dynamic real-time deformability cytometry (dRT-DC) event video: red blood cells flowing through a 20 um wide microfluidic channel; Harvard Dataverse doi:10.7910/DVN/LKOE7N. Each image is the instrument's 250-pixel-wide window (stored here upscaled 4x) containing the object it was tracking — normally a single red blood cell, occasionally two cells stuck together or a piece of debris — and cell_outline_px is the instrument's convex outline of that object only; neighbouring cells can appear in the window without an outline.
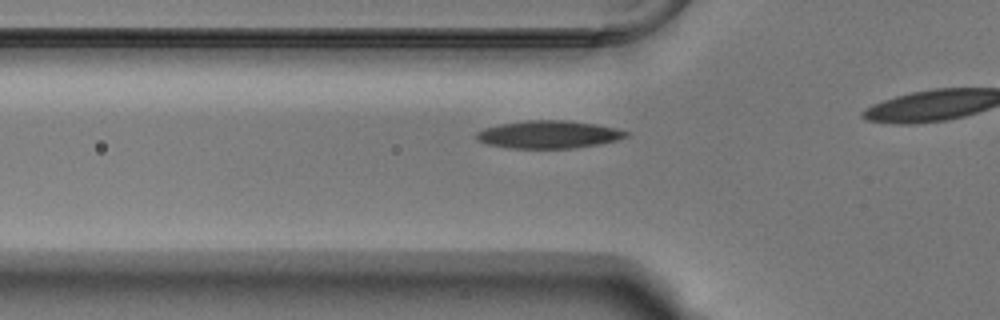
{"species": "Egyptian fruit bat (a non-hibernating species)", "species_latin": "Rousettus aegyptiacus", "temperature_condition": "warm", "stored_images_in_passage": 21, "camera_frame_rate_fps": 3000, "um_per_image_px": 0.085, "animal": {"sex": "male"}, "frame": {"image": 1, "passage_image": 12, "time_ms": 3.667, "image_size_px": [1000, 320], "cell_outline_px": [[628, 136], [616, 140], [596, 144], [572, 148], [508, 148], [488, 144], [476, 140], [476, 132], [484, 128], [500, 124], [524, 120], [568, 120], [596, 124], [616, 128], [628, 132]], "centroid_in_image_um": [46.6, 11.42], "position_along_channel_um": 79.2, "area_um2": 24.1}}
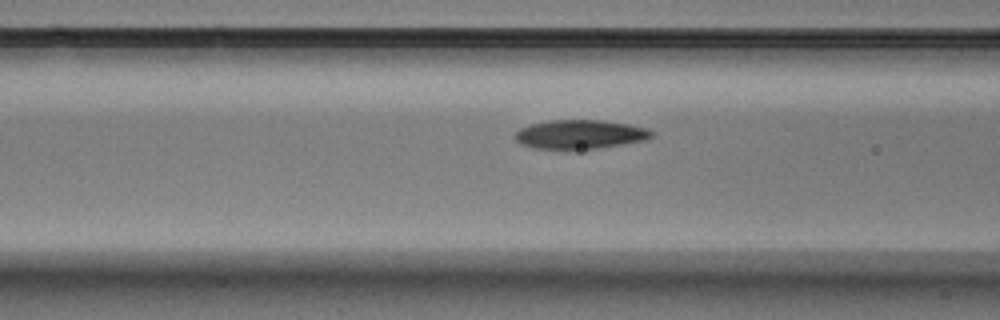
{"frame": {"image": 2, "passage_image": 15, "time_ms": 4.667, "image_size_px": [1000, 320], "cell_outline_px": [[656, 136], [644, 140], [596, 148], [536, 148], [520, 144], [512, 136], [520, 128], [528, 124], [548, 120], [604, 120], [628, 124], [648, 128], [656, 132]], "centroid_in_image_um": [49.31, 11.39], "position_along_channel_um": 117.3, "area_um2": 23.06}}
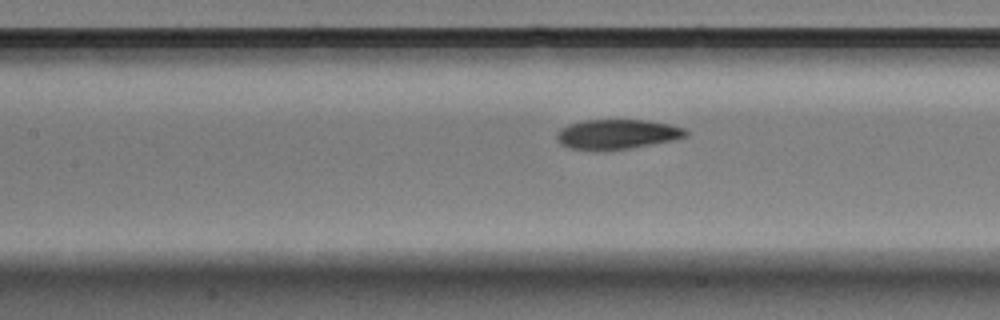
{"frame": {"image": 3, "passage_image": 18, "time_ms": 5.667, "image_size_px": [1000, 320], "cell_outline_px": [[688, 136], [672, 140], [628, 148], [596, 152], [568, 148], [560, 144], [556, 140], [556, 132], [560, 128], [568, 124], [584, 120], [644, 120], [668, 124], [684, 128], [688, 132]], "centroid_in_image_um": [52.36, 11.42], "position_along_channel_um": 155.0, "area_um2": 22.66}}